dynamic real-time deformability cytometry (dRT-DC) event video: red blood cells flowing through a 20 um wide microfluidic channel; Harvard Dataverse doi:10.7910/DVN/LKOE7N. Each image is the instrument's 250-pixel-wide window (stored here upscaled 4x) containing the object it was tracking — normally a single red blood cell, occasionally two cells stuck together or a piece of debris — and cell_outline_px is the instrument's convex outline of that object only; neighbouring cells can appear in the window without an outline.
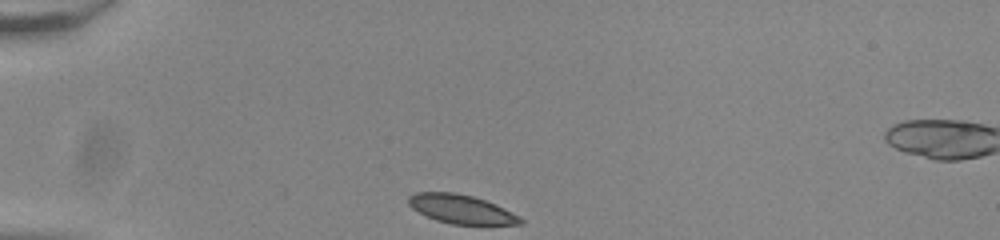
{"species": "common noctule bat (a hibernating species)", "species_latin": "Nyctalus noctula", "temperature_condition": "room temperature", "stored_images_in_passage": 33, "camera_frame_rate_fps": 3000, "um_per_image_px": 0.085, "animal": {"sex": "male", "body_mass_g": 20.0, "forearm_length_mm": 53.3}, "frame": {"image": 1, "passage_image": 1, "time_ms": 0.0, "image_size_px": [1000, 240], "cell_outline_px": [[524, 224], [452, 224], [436, 220], [412, 208], [408, 204], [408, 196], [416, 192], [456, 192], [472, 196], [496, 204], [520, 216], [524, 220]], "centroid_in_image_um": [39.22, 17.77], "position_along_channel_um": 45.8, "area_um2": 18.73}}
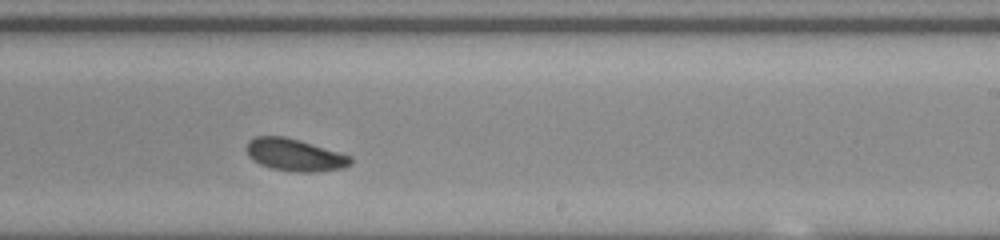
{"frame": {"image": 2, "passage_image": 21, "time_ms": 6.667, "image_size_px": [1000, 240], "cell_outline_px": [[352, 164], [344, 168], [316, 172], [296, 172], [272, 168], [260, 164], [252, 160], [248, 156], [244, 148], [248, 140], [256, 136], [284, 136], [352, 156]], "centroid_in_image_um": [25.02, 13.17], "position_along_channel_um": 264.0, "area_um2": 19.65}}
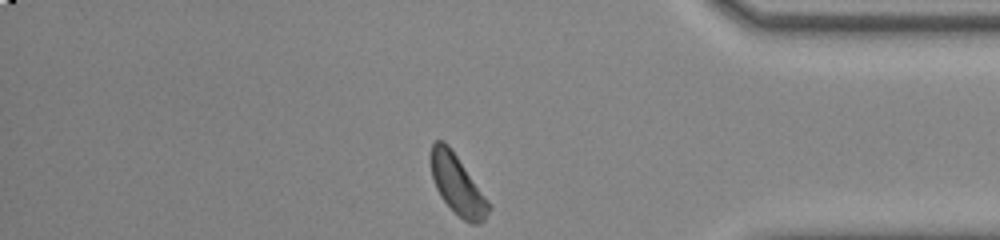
{"frame": {"image": 3, "passage_image": 33, "time_ms": 10.667, "image_size_px": [1000, 240], "cell_outline_px": [[492, 208], [484, 220], [476, 224], [472, 224], [464, 220], [440, 196], [436, 188], [432, 176], [428, 156], [432, 144], [436, 140], [444, 140], [448, 144], [492, 204]], "centroid_in_image_um": [38.87, 15.67], "position_along_channel_um": 396.3, "area_um2": 20.23}, "authors_computed_cell_mechanics": {"area_um2": 19.8832, "velocity_mm_per_s": 3.8007, "shape_relaxation_time_tau1_ms": 9.2395, "shape_relaxation_time_tau2_ms": null, "deformation_change_tau1": 0.1919, "deformation_change_tau2": null}}